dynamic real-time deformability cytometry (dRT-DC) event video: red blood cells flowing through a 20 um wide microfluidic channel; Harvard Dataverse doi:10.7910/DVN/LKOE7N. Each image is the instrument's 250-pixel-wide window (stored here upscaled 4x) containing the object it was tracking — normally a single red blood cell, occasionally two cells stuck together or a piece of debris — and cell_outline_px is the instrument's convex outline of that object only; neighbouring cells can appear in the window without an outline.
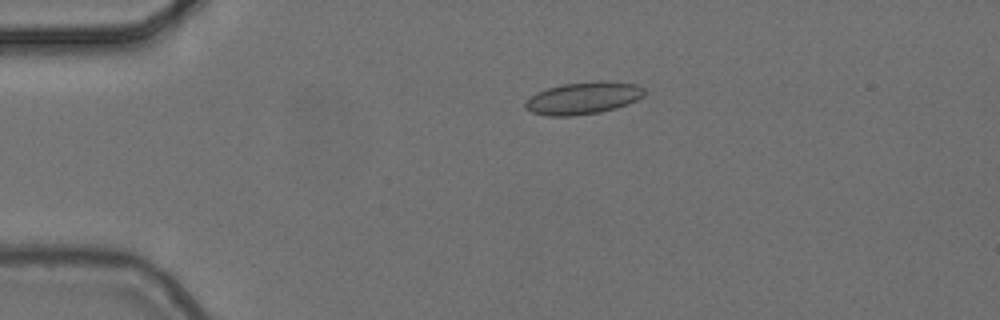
{"species": "common noctule bat (a hibernating species)", "species_latin": "Nyctalus noctula", "temperature_condition": "cold", "stored_images_in_passage": 3, "camera_frame_rate_fps": 3000, "um_per_image_px": 0.085, "animal": {"sex": "female", "body_mass_g": 24.6, "forearm_length_mm": 56.2}, "frame": {"image": 1, "passage_image": 2, "time_ms": 0.333, "image_size_px": [1000, 320], "cell_outline_px": [[644, 96], [628, 104], [616, 108], [600, 112], [572, 116], [548, 116], [532, 112], [524, 108], [524, 100], [536, 92], [548, 88], [564, 84], [600, 80], [636, 84], [644, 88]], "centroid_in_image_um": [49.55, 8.34], "position_along_channel_um": 35.5, "area_um2": 22.48}}